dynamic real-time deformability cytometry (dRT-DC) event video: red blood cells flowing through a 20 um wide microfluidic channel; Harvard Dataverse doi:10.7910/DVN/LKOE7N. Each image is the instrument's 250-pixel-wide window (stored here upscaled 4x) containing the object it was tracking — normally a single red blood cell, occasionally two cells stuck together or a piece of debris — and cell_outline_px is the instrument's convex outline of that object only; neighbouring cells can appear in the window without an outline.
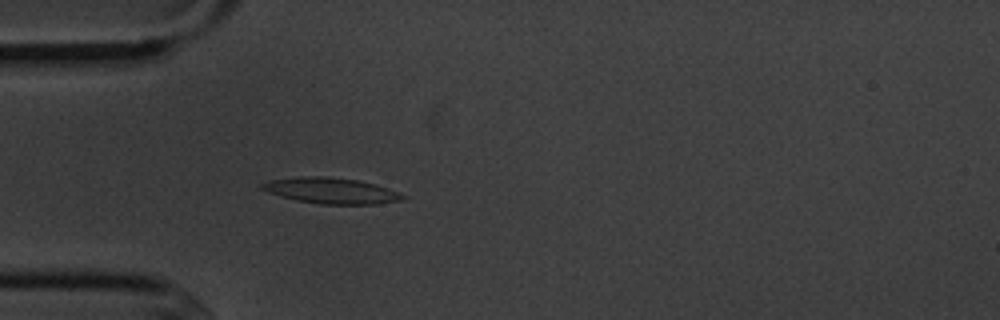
{"species": "common noctule bat (a hibernating species)", "species_latin": "Nyctalus noctula", "temperature_condition": "cold", "stored_images_in_passage": 4, "camera_frame_rate_fps": 3000, "um_per_image_px": 0.085, "animal": {"sex": "male", "body_mass_g": 20.1, "forearm_length_mm": 53.5}, "frame": {"image": 1, "passage_image": 4, "time_ms": 3.667, "image_size_px": [1000, 320], "cell_outline_px": [[408, 196], [400, 200], [376, 204], [320, 204], [296, 200], [280, 196], [268, 192], [260, 188], [260, 184], [272, 180], [300, 176], [328, 176], [356, 180], [388, 188]], "centroid_in_image_um": [28.12, 16.21], "position_along_channel_um": 56.9, "area_um2": 21.04}}